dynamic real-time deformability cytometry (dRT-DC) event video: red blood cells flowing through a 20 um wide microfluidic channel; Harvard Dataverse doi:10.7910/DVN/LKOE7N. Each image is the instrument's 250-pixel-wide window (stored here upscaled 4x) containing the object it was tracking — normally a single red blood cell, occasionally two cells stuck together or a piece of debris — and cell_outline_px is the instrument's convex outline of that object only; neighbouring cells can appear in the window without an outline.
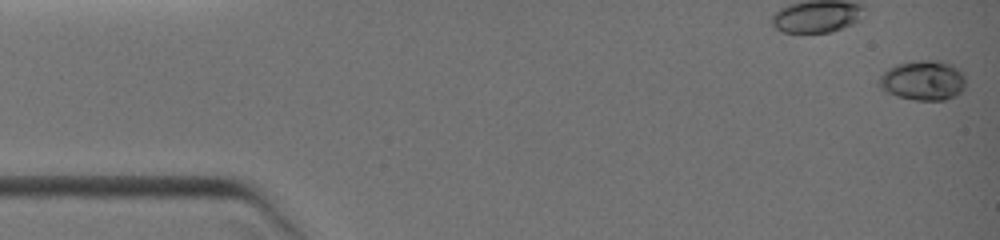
{"species": "common noctule bat (a hibernating species)", "species_latin": "Nyctalus noctula", "temperature_condition": "warm", "stored_images_in_passage": 13, "camera_frame_rate_fps": 3000, "um_per_image_px": 0.085, "animal": {"sex": "female", "body_mass_g": 19.0, "forearm_length_mm": 51.5}, "frame": {"image": 1, "passage_image": 1, "time_ms": 0.0, "image_size_px": [1000, 240], "cell_outline_px": [[964, 88], [960, 92], [944, 100], [916, 100], [900, 96], [888, 92], [880, 88], [880, 76], [888, 68], [896, 64], [912, 60], [940, 60], [952, 64], [964, 72]], "centroid_in_image_um": [78.48, 6.8], "position_along_channel_um": 6.5, "area_um2": 20.06}}
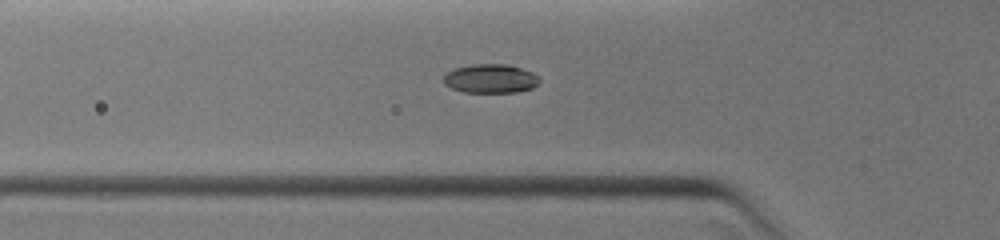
{"frame": {"image": 2, "passage_image": 11, "time_ms": 4.333, "image_size_px": [1000, 240], "cell_outline_px": [[540, 80], [532, 88], [516, 92], [464, 92], [452, 88], [444, 84], [444, 76], [448, 72], [456, 68], [472, 64], [508, 64], [532, 72]], "centroid_in_image_um": [41.68, 6.68], "position_along_channel_um": 84.1, "area_um2": 15.95}}
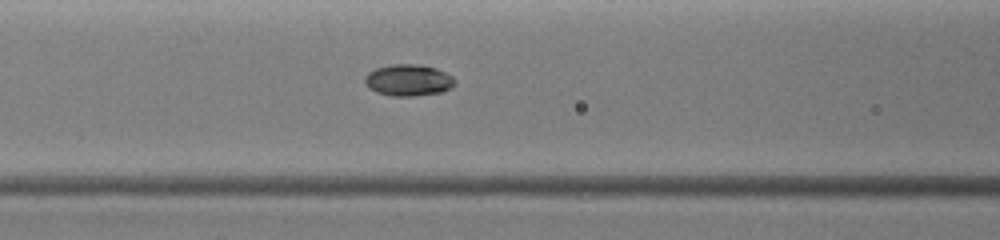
{"frame": {"image": 3, "passage_image": 13, "time_ms": 5.333, "image_size_px": [1000, 240], "cell_outline_px": [[456, 84], [452, 88], [440, 92], [412, 96], [392, 96], [376, 92], [368, 88], [364, 84], [364, 76], [368, 72], [376, 68], [392, 64], [412, 64], [436, 68], [452, 76], [456, 80]], "centroid_in_image_um": [34.69, 6.82], "position_along_channel_um": 131.9, "area_um2": 16.65}}